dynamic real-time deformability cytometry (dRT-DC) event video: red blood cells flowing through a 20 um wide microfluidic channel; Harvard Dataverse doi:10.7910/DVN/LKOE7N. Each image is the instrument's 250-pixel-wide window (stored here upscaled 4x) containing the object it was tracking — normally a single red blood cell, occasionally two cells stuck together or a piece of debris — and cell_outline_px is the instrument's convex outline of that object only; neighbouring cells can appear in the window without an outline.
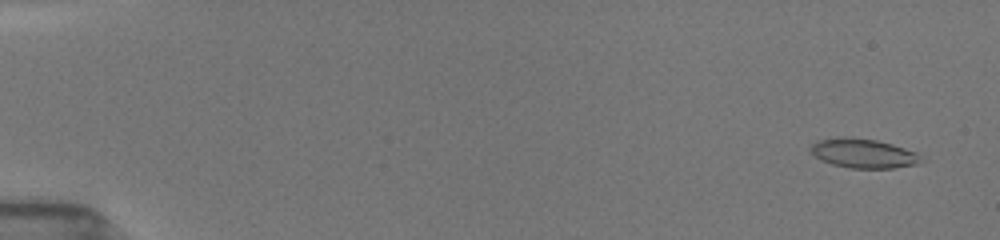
{"species": "common noctule bat (a hibernating species)", "species_latin": "Nyctalus noctula", "temperature_condition": "room temperature", "stored_images_in_passage": 38, "camera_frame_rate_fps": 3000, "um_per_image_px": 0.085, "animal": {"sex": "female", "body_mass_g": 19.5, "forearm_length_mm": 54.1}, "frame": {"image": 1, "passage_image": 3, "time_ms": 0.667, "image_size_px": [1000, 240], "cell_outline_px": [[924, 156], [916, 164], [892, 168], [848, 168], [832, 164], [816, 156], [812, 152], [812, 144], [820, 140], [836, 136], [844, 136], [876, 140], [892, 144], [916, 152]], "centroid_in_image_um": [73.41, 13.02], "position_along_channel_um": 11.6, "area_um2": 18.67}}
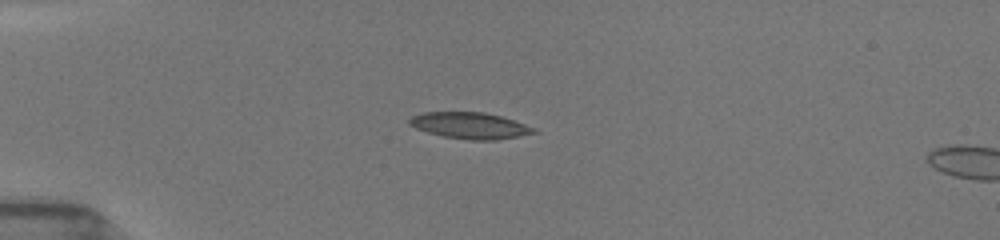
{"frame": {"image": 2, "passage_image": 24, "time_ms": 4.667, "image_size_px": [1000, 240], "cell_outline_px": [[540, 132], [496, 140], [468, 140], [444, 136], [428, 132], [416, 128], [408, 124], [408, 120], [412, 116], [424, 112], [484, 112], [500, 116], [536, 128]], "centroid_in_image_um": [39.95, 10.67], "position_along_channel_um": 45.0, "area_um2": 19.02}}
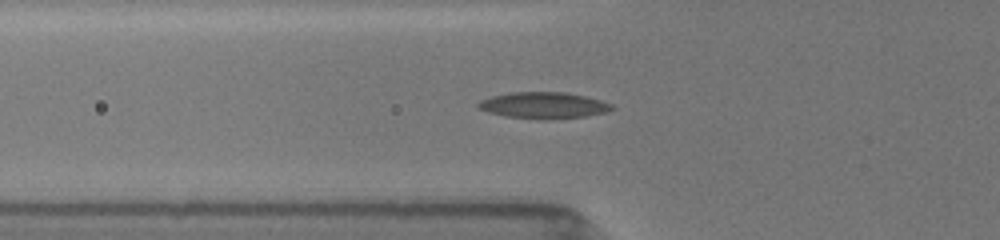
{"frame": {"image": 3, "passage_image": 33, "time_ms": 6.333, "image_size_px": [1000, 240], "cell_outline_px": [[616, 108], [604, 112], [584, 116], [544, 120], [504, 116], [488, 112], [480, 108], [476, 104], [480, 100], [492, 96], [512, 92], [564, 92], [584, 96], [600, 100], [612, 104]], "centroid_in_image_um": [46.19, 8.95], "position_along_channel_um": 79.6, "area_um2": 20.4}}